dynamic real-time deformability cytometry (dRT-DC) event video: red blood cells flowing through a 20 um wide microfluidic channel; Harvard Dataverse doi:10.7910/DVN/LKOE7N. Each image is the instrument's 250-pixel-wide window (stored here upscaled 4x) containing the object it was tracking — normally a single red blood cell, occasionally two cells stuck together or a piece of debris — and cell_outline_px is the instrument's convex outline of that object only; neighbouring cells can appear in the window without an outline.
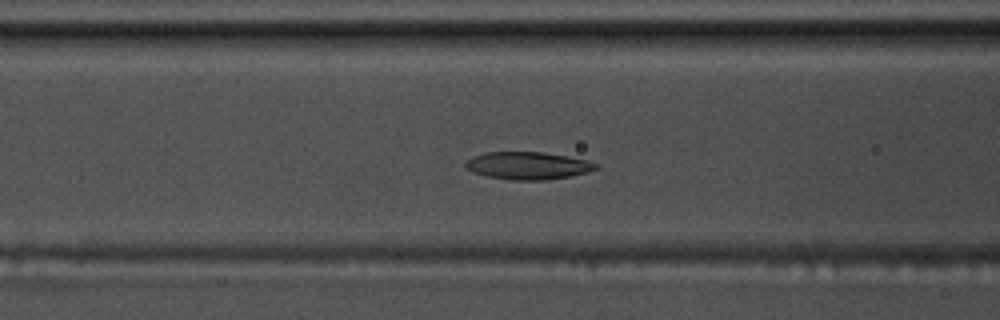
{"species": "common noctule bat (a hibernating species)", "species_latin": "Nyctalus noctula", "temperature_condition": "warm", "stored_images_in_passage": 43, "camera_frame_rate_fps": 3000, "um_per_image_px": 0.085, "animal": {"sex": "male", "body_mass_g": 17.5, "forearm_length_mm": 52.3}, "frame": {"image": 1, "passage_image": 15, "time_ms": 4.667, "image_size_px": [1000, 320], "cell_outline_px": [[600, 164], [596, 168], [588, 172], [568, 176], [544, 180], [512, 180], [488, 176], [472, 172], [464, 168], [464, 164], [472, 156], [484, 152], [544, 152], [568, 156], [588, 160]], "centroid_in_image_um": [44.85, 14.07], "position_along_channel_um": 121.7, "area_um2": 20.98}}
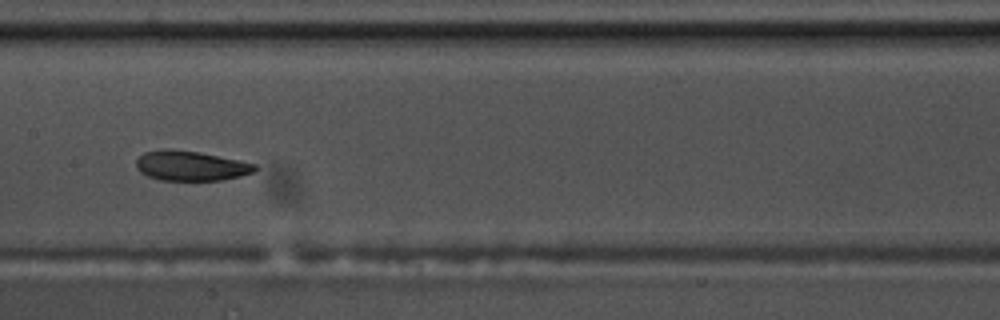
{"frame": {"image": 2, "passage_image": 21, "time_ms": 6.667, "image_size_px": [1000, 320], "cell_outline_px": [[256, 168], [252, 172], [240, 176], [220, 180], [160, 180], [148, 176], [140, 172], [136, 168], [136, 160], [144, 152], [160, 148], [168, 148], [200, 152], [240, 160], [256, 164]], "centroid_in_image_um": [16.17, 14.07], "position_along_channel_um": 191.2, "area_um2": 20.75}}
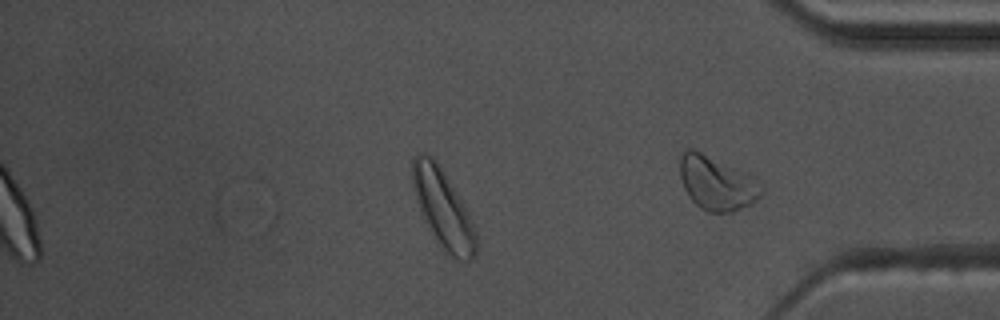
{"frame": {"image": 3, "passage_image": 37, "time_ms": 12.0, "image_size_px": [1000, 320], "cell_outline_px": [[476, 252], [468, 260], [456, 260], [448, 256], [432, 232], [420, 212], [412, 188], [412, 156], [416, 152], [424, 152], [432, 156], [436, 160], [464, 204], [468, 212], [476, 232]], "centroid_in_image_um": [37.62, 17.69], "position_along_channel_um": 397.6, "area_um2": 28.9}, "authors_computed_cell_mechanics": {"area_um2": 21.5594, "velocity_mm_per_s": 3.4895, "shape_relaxation_time_tau1_ms": 4.0291, "shape_relaxation_time_tau2_ms": 3.8856, "deformation_change_tau1": 0.1288, "deformation_change_tau2": 0.0968}}